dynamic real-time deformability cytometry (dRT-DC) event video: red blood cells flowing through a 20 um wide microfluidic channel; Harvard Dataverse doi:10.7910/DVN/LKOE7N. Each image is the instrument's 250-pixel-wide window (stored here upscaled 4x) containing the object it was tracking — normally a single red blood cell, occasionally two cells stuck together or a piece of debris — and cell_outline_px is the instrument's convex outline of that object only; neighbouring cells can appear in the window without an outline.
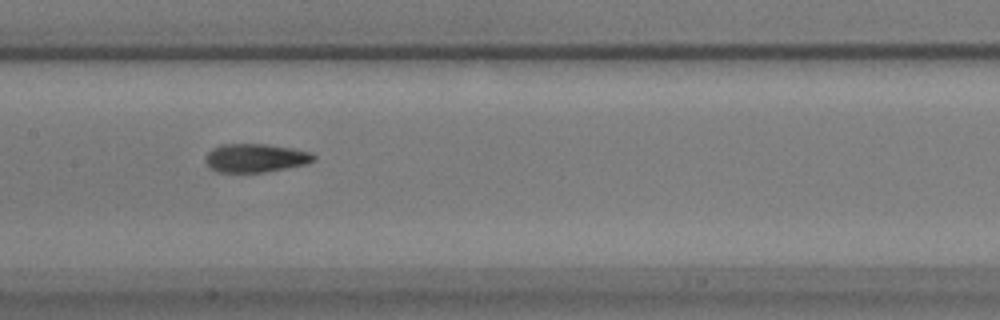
{"species": "common noctule bat (a hibernating species)", "species_latin": "Nyctalus noctula", "temperature_condition": "warm", "stored_images_in_passage": 24, "camera_frame_rate_fps": 3000, "um_per_image_px": 0.085, "animal": {"sex": "male", "body_mass_g": 17.9}, "frame": {"image": 1, "passage_image": 11, "time_ms": 3.333, "image_size_px": [1000, 320], "cell_outline_px": [[316, 160], [308, 164], [264, 172], [216, 172], [204, 160], [208, 152], [212, 148], [220, 144], [268, 144], [292, 148], [312, 152], [316, 156]], "centroid_in_image_um": [21.75, 13.42], "position_along_channel_um": 185.6, "area_um2": 18.15}}
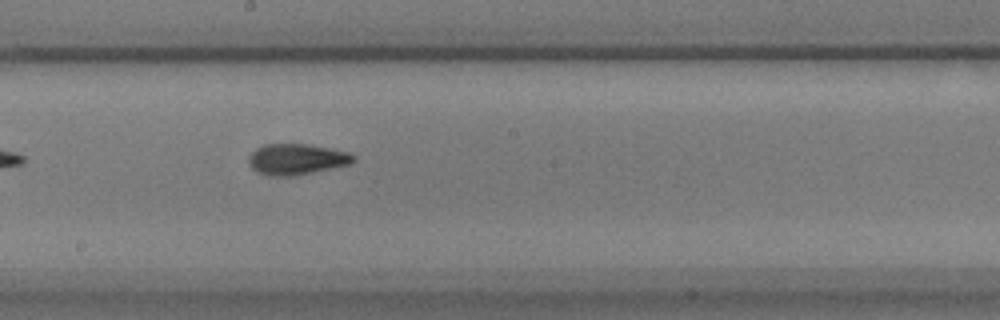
{"frame": {"image": 2, "passage_image": 14, "time_ms": 4.333, "image_size_px": [1000, 320], "cell_outline_px": [[356, 160], [352, 164], [296, 176], [268, 176], [256, 172], [248, 164], [248, 156], [256, 148], [264, 144], [304, 144], [328, 148], [348, 152], [356, 156]], "centroid_in_image_um": [25.2, 13.55], "position_along_channel_um": 223.0, "area_um2": 19.13}}
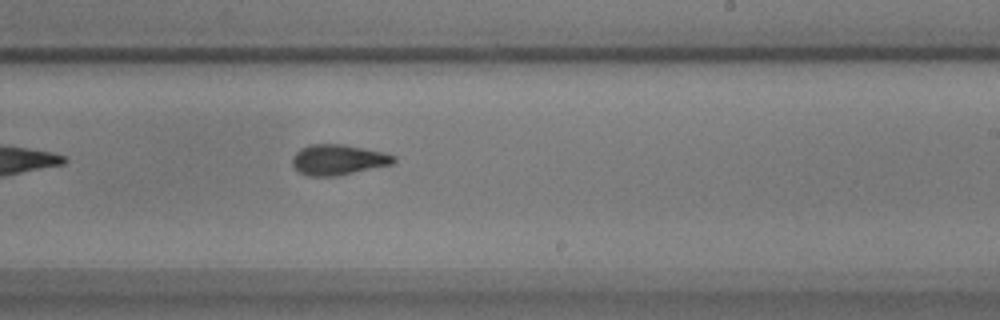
{"frame": {"image": 3, "passage_image": 17, "time_ms": 5.333, "image_size_px": [1000, 320], "cell_outline_px": [[396, 160], [392, 164], [336, 176], [308, 176], [296, 172], [292, 164], [292, 156], [300, 148], [308, 144], [344, 144], [384, 152], [396, 156]], "centroid_in_image_um": [28.7, 13.57], "position_along_channel_um": 260.3, "area_um2": 18.21}}